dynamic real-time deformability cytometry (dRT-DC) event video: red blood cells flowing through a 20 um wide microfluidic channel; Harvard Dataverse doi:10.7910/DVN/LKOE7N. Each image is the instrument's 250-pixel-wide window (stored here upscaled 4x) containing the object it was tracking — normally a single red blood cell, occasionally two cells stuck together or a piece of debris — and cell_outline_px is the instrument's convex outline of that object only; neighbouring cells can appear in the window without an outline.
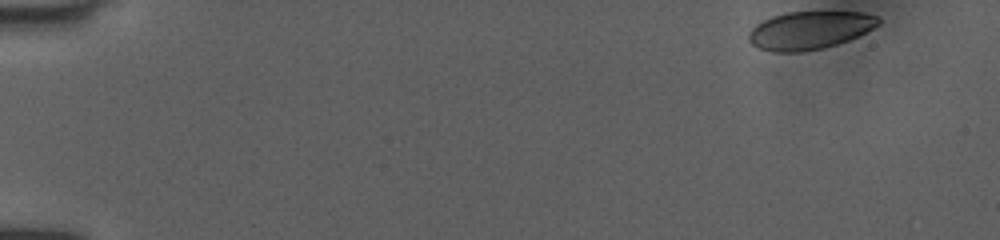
{"species": "human", "species_latin": "Homo sapiens", "temperature_condition": "room temperature", "stored_images_in_passage": 49, "camera_frame_rate_fps": 3000, "um_per_image_px": 0.085, "donor": {"sex": "female"}, "frame": {"image": 1, "passage_image": 1, "time_ms": 0.0, "image_size_px": [1000, 240], "cell_outline_px": [[880, 24], [848, 40], [836, 44], [820, 48], [800, 52], [772, 52], [760, 48], [752, 44], [748, 40], [748, 32], [756, 24], [772, 16], [788, 12], [864, 12], [880, 16]], "centroid_in_image_um": [68.81, 2.56], "position_along_channel_um": 16.2, "area_um2": 28.55}}
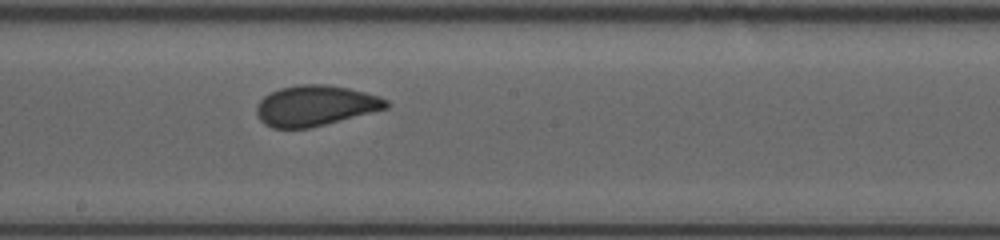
{"frame": {"image": 2, "passage_image": 27, "time_ms": 8.667, "image_size_px": [1000, 240], "cell_outline_px": [[392, 104], [388, 108], [308, 128], [272, 128], [264, 124], [260, 120], [256, 112], [256, 104], [264, 96], [280, 88], [296, 84], [328, 84], [348, 88], [380, 96], [388, 100]], "centroid_in_image_um": [26.8, 8.97], "position_along_channel_um": 221.4, "area_um2": 30.63}}
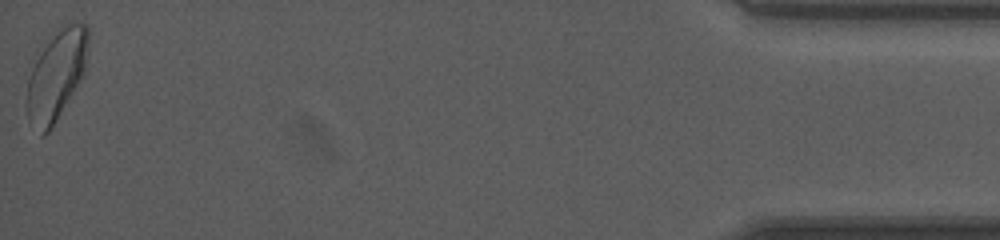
{"frame": {"image": 3, "passage_image": 49, "time_ms": 16.0, "image_size_px": [1000, 240], "cell_outline_px": [[88, 52], [84, 76], [48, 132], [44, 136], [40, 136], [28, 120], [24, 72], [44, 40], [60, 24], [88, 24]], "centroid_in_image_um": [4.71, 6.32], "position_along_channel_um": 430.5, "area_um2": 33.93}, "authors_computed_cell_mechanics": {"area_um2": 30.2872, "velocity_mm_per_s": 4.0035, "shape_relaxation_time_tau1_ms": 8.8815, "shape_relaxation_time_tau2_ms": null, "deformation_change_tau1": 0.1657, "deformation_change_tau2": null}}